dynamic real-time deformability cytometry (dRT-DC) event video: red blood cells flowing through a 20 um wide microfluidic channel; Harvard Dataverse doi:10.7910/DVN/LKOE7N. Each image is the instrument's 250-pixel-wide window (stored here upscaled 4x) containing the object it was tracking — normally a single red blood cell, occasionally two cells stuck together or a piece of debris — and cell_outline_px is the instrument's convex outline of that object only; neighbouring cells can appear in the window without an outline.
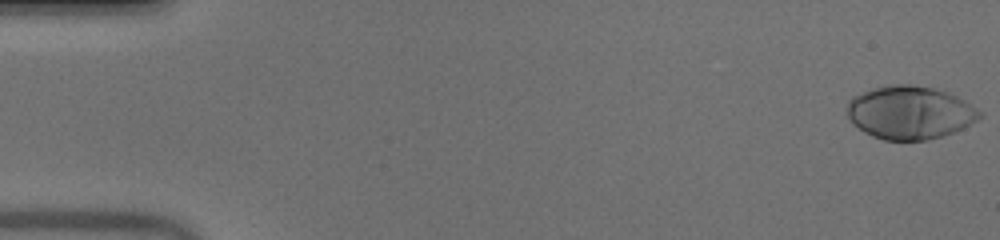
{"species": "human", "species_latin": "Homo sapiens", "temperature_condition": "warm", "stored_images_in_passage": 51, "camera_frame_rate_fps": 3000, "um_per_image_px": 0.085, "donor": {"sex": "male"}, "frame": {"image": 1, "passage_image": 1, "time_ms": 0.0, "image_size_px": [1000, 240], "cell_outline_px": [[984, 112], [976, 120], [964, 128], [928, 140], [884, 140], [872, 136], [864, 132], [852, 124], [848, 116], [848, 100], [852, 96], [872, 88], [888, 84], [912, 84], [932, 88], [948, 92], [964, 100]], "centroid_in_image_um": [77.32, 9.56], "position_along_channel_um": 7.7, "area_um2": 41.21}}
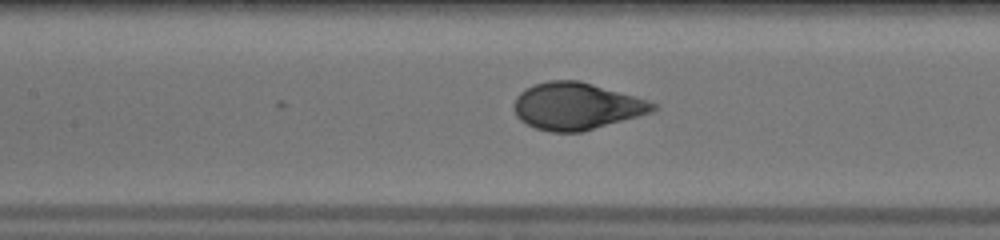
{"frame": {"image": 2, "passage_image": 24, "time_ms": 7.667, "image_size_px": [1000, 240], "cell_outline_px": [[660, 108], [652, 112], [580, 132], [552, 132], [536, 128], [520, 120], [516, 116], [516, 96], [524, 88], [532, 84], [548, 80], [580, 80], [636, 96], [656, 104]], "centroid_in_image_um": [49.0, 9.0], "position_along_channel_um": 158.4, "area_um2": 37.92}}
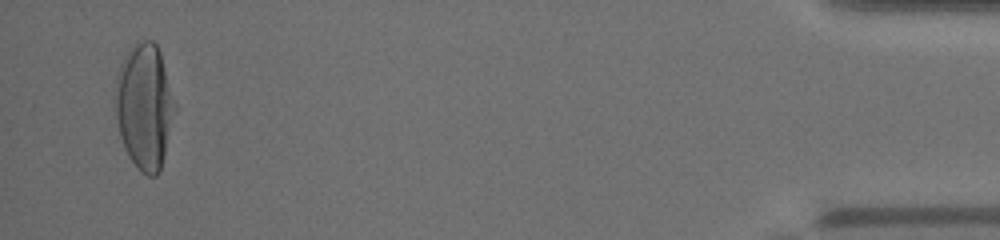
{"frame": {"image": 3, "passage_image": 50, "time_ms": 16.333, "image_size_px": [1000, 240], "cell_outline_px": [[176, 108], [160, 168], [156, 176], [148, 176], [140, 172], [136, 168], [124, 148], [120, 136], [116, 116], [116, 72], [120, 64], [128, 52], [140, 40], [152, 40], [156, 44], [160, 52], [176, 104]], "centroid_in_image_um": [12.27, 9.05], "position_along_channel_um": 422.9, "area_um2": 43.12}, "authors_computed_cell_mechanics": {"area_um2": 39.304, "velocity_mm_per_s": 4.0033, "shape_relaxation_time_tau1_ms": 3.6095, "shape_relaxation_time_tau2_ms": null, "deformation_change_tau1": 0.2372, "deformation_change_tau2": null}}